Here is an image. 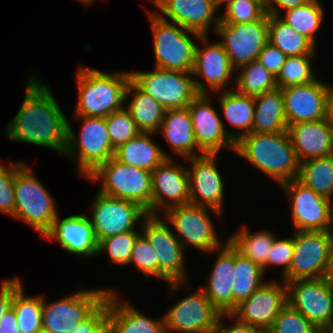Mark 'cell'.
I'll return each mask as SVG.
<instances>
[{"mask_svg": "<svg viewBox=\"0 0 333 333\" xmlns=\"http://www.w3.org/2000/svg\"><path fill=\"white\" fill-rule=\"evenodd\" d=\"M331 214H332V218H333V198L331 199Z\"/></svg>", "mask_w": 333, "mask_h": 333, "instance_id": "obj_60", "label": "cell"}, {"mask_svg": "<svg viewBox=\"0 0 333 333\" xmlns=\"http://www.w3.org/2000/svg\"><path fill=\"white\" fill-rule=\"evenodd\" d=\"M323 16L324 12L319 0H309L303 5L286 11L284 16L280 15L279 17L317 47L316 33L321 27Z\"/></svg>", "mask_w": 333, "mask_h": 333, "instance_id": "obj_38", "label": "cell"}, {"mask_svg": "<svg viewBox=\"0 0 333 333\" xmlns=\"http://www.w3.org/2000/svg\"><path fill=\"white\" fill-rule=\"evenodd\" d=\"M108 333H166L164 318L151 319L108 289Z\"/></svg>", "mask_w": 333, "mask_h": 333, "instance_id": "obj_28", "label": "cell"}, {"mask_svg": "<svg viewBox=\"0 0 333 333\" xmlns=\"http://www.w3.org/2000/svg\"><path fill=\"white\" fill-rule=\"evenodd\" d=\"M86 179L100 182V193L129 200L152 215L151 172L123 164L114 157L100 165Z\"/></svg>", "mask_w": 333, "mask_h": 333, "instance_id": "obj_7", "label": "cell"}, {"mask_svg": "<svg viewBox=\"0 0 333 333\" xmlns=\"http://www.w3.org/2000/svg\"><path fill=\"white\" fill-rule=\"evenodd\" d=\"M219 102L225 119L240 129L234 132V143L252 132L255 113L254 97L239 93L235 88L219 92Z\"/></svg>", "mask_w": 333, "mask_h": 333, "instance_id": "obj_33", "label": "cell"}, {"mask_svg": "<svg viewBox=\"0 0 333 333\" xmlns=\"http://www.w3.org/2000/svg\"><path fill=\"white\" fill-rule=\"evenodd\" d=\"M136 265L146 278L156 277L158 279V257L153 247L141 233L132 248L129 265Z\"/></svg>", "mask_w": 333, "mask_h": 333, "instance_id": "obj_46", "label": "cell"}, {"mask_svg": "<svg viewBox=\"0 0 333 333\" xmlns=\"http://www.w3.org/2000/svg\"><path fill=\"white\" fill-rule=\"evenodd\" d=\"M156 133L141 132L115 149L114 158L119 162L145 171L152 172L166 158H171L164 152L151 136Z\"/></svg>", "mask_w": 333, "mask_h": 333, "instance_id": "obj_30", "label": "cell"}, {"mask_svg": "<svg viewBox=\"0 0 333 333\" xmlns=\"http://www.w3.org/2000/svg\"><path fill=\"white\" fill-rule=\"evenodd\" d=\"M24 162H12L8 166L0 163V212L12 216L14 213V174Z\"/></svg>", "mask_w": 333, "mask_h": 333, "instance_id": "obj_47", "label": "cell"}, {"mask_svg": "<svg viewBox=\"0 0 333 333\" xmlns=\"http://www.w3.org/2000/svg\"><path fill=\"white\" fill-rule=\"evenodd\" d=\"M221 314L200 288L162 316L166 333H211Z\"/></svg>", "mask_w": 333, "mask_h": 333, "instance_id": "obj_17", "label": "cell"}, {"mask_svg": "<svg viewBox=\"0 0 333 333\" xmlns=\"http://www.w3.org/2000/svg\"><path fill=\"white\" fill-rule=\"evenodd\" d=\"M323 333H333V317H332V321L329 324V326L325 329V331Z\"/></svg>", "mask_w": 333, "mask_h": 333, "instance_id": "obj_58", "label": "cell"}, {"mask_svg": "<svg viewBox=\"0 0 333 333\" xmlns=\"http://www.w3.org/2000/svg\"><path fill=\"white\" fill-rule=\"evenodd\" d=\"M56 240L68 253L79 257L97 256L98 240L90 218L86 215L73 214L62 220L56 216L51 229L43 236Z\"/></svg>", "mask_w": 333, "mask_h": 333, "instance_id": "obj_24", "label": "cell"}, {"mask_svg": "<svg viewBox=\"0 0 333 333\" xmlns=\"http://www.w3.org/2000/svg\"><path fill=\"white\" fill-rule=\"evenodd\" d=\"M78 102L74 116L103 117L125 107L130 72L104 73L78 66L76 73Z\"/></svg>", "mask_w": 333, "mask_h": 333, "instance_id": "obj_3", "label": "cell"}, {"mask_svg": "<svg viewBox=\"0 0 333 333\" xmlns=\"http://www.w3.org/2000/svg\"><path fill=\"white\" fill-rule=\"evenodd\" d=\"M234 152L279 185L298 178L300 163L287 131L251 132L235 142Z\"/></svg>", "mask_w": 333, "mask_h": 333, "instance_id": "obj_2", "label": "cell"}, {"mask_svg": "<svg viewBox=\"0 0 333 333\" xmlns=\"http://www.w3.org/2000/svg\"><path fill=\"white\" fill-rule=\"evenodd\" d=\"M226 317L230 318L231 320L235 319V323H233L231 327L229 326L226 327L223 321V319ZM211 333H260V332L256 328L238 321L231 314H221Z\"/></svg>", "mask_w": 333, "mask_h": 333, "instance_id": "obj_52", "label": "cell"}, {"mask_svg": "<svg viewBox=\"0 0 333 333\" xmlns=\"http://www.w3.org/2000/svg\"><path fill=\"white\" fill-rule=\"evenodd\" d=\"M151 180L152 215H160L170 207L190 203L187 167L177 164L173 158H166L158 165L151 172Z\"/></svg>", "mask_w": 333, "mask_h": 333, "instance_id": "obj_22", "label": "cell"}, {"mask_svg": "<svg viewBox=\"0 0 333 333\" xmlns=\"http://www.w3.org/2000/svg\"><path fill=\"white\" fill-rule=\"evenodd\" d=\"M322 278L333 286V242L330 247L329 256Z\"/></svg>", "mask_w": 333, "mask_h": 333, "instance_id": "obj_55", "label": "cell"}, {"mask_svg": "<svg viewBox=\"0 0 333 333\" xmlns=\"http://www.w3.org/2000/svg\"><path fill=\"white\" fill-rule=\"evenodd\" d=\"M36 333H48V332L45 331V330H43V329H41V330L37 331Z\"/></svg>", "mask_w": 333, "mask_h": 333, "instance_id": "obj_61", "label": "cell"}, {"mask_svg": "<svg viewBox=\"0 0 333 333\" xmlns=\"http://www.w3.org/2000/svg\"><path fill=\"white\" fill-rule=\"evenodd\" d=\"M198 40L204 44V47L200 48L198 45L195 47L192 75L201 79H193L197 93L208 94L207 88L215 92L225 91L235 70L228 54L219 41L210 44L208 35L201 36ZM202 79L205 81L202 82Z\"/></svg>", "mask_w": 333, "mask_h": 333, "instance_id": "obj_20", "label": "cell"}, {"mask_svg": "<svg viewBox=\"0 0 333 333\" xmlns=\"http://www.w3.org/2000/svg\"><path fill=\"white\" fill-rule=\"evenodd\" d=\"M79 1H81V3H82V4H85V6H86V5H88V4H89V5L92 4L95 0H79Z\"/></svg>", "mask_w": 333, "mask_h": 333, "instance_id": "obj_59", "label": "cell"}, {"mask_svg": "<svg viewBox=\"0 0 333 333\" xmlns=\"http://www.w3.org/2000/svg\"><path fill=\"white\" fill-rule=\"evenodd\" d=\"M233 1L234 0H213V2H214V4H215V6H216L217 9L222 5L223 2H226L225 6L227 7Z\"/></svg>", "mask_w": 333, "mask_h": 333, "instance_id": "obj_57", "label": "cell"}, {"mask_svg": "<svg viewBox=\"0 0 333 333\" xmlns=\"http://www.w3.org/2000/svg\"><path fill=\"white\" fill-rule=\"evenodd\" d=\"M209 97L208 94H198L187 106L197 146L205 154H218L221 149L234 152V133L225 130L224 122Z\"/></svg>", "mask_w": 333, "mask_h": 333, "instance_id": "obj_19", "label": "cell"}, {"mask_svg": "<svg viewBox=\"0 0 333 333\" xmlns=\"http://www.w3.org/2000/svg\"><path fill=\"white\" fill-rule=\"evenodd\" d=\"M108 288L80 290L49 302L42 295V329L48 333H71L106 298Z\"/></svg>", "mask_w": 333, "mask_h": 333, "instance_id": "obj_11", "label": "cell"}, {"mask_svg": "<svg viewBox=\"0 0 333 333\" xmlns=\"http://www.w3.org/2000/svg\"><path fill=\"white\" fill-rule=\"evenodd\" d=\"M316 55H300L287 57L276 77L279 88L308 84L318 77L312 69L311 59Z\"/></svg>", "mask_w": 333, "mask_h": 333, "instance_id": "obj_41", "label": "cell"}, {"mask_svg": "<svg viewBox=\"0 0 333 333\" xmlns=\"http://www.w3.org/2000/svg\"><path fill=\"white\" fill-rule=\"evenodd\" d=\"M212 210L214 216H222L218 210L202 207L193 204L173 206L168 208L164 215L166 221L171 223L175 231L179 235L175 236L181 242V246H193L202 252H213L220 248L224 243H221L214 226V220H211V214L208 211Z\"/></svg>", "mask_w": 333, "mask_h": 333, "instance_id": "obj_9", "label": "cell"}, {"mask_svg": "<svg viewBox=\"0 0 333 333\" xmlns=\"http://www.w3.org/2000/svg\"><path fill=\"white\" fill-rule=\"evenodd\" d=\"M269 15L245 24L220 23L215 30L235 70L257 60L259 53L268 42Z\"/></svg>", "mask_w": 333, "mask_h": 333, "instance_id": "obj_13", "label": "cell"}, {"mask_svg": "<svg viewBox=\"0 0 333 333\" xmlns=\"http://www.w3.org/2000/svg\"><path fill=\"white\" fill-rule=\"evenodd\" d=\"M132 94V97H131ZM131 98L126 109L141 132H159L165 109L150 95L144 93L132 80L127 86L125 99Z\"/></svg>", "mask_w": 333, "mask_h": 333, "instance_id": "obj_32", "label": "cell"}, {"mask_svg": "<svg viewBox=\"0 0 333 333\" xmlns=\"http://www.w3.org/2000/svg\"><path fill=\"white\" fill-rule=\"evenodd\" d=\"M160 215L148 214L141 222V233L148 240L158 257V278L174 291L185 286V250L175 236L174 229ZM173 290V291H172Z\"/></svg>", "mask_w": 333, "mask_h": 333, "instance_id": "obj_8", "label": "cell"}, {"mask_svg": "<svg viewBox=\"0 0 333 333\" xmlns=\"http://www.w3.org/2000/svg\"><path fill=\"white\" fill-rule=\"evenodd\" d=\"M333 231H294V251L289 271L282 277L284 282L322 278Z\"/></svg>", "mask_w": 333, "mask_h": 333, "instance_id": "obj_12", "label": "cell"}, {"mask_svg": "<svg viewBox=\"0 0 333 333\" xmlns=\"http://www.w3.org/2000/svg\"><path fill=\"white\" fill-rule=\"evenodd\" d=\"M278 186L289 197L294 231H333L331 200L316 194L297 178Z\"/></svg>", "mask_w": 333, "mask_h": 333, "instance_id": "obj_14", "label": "cell"}, {"mask_svg": "<svg viewBox=\"0 0 333 333\" xmlns=\"http://www.w3.org/2000/svg\"><path fill=\"white\" fill-rule=\"evenodd\" d=\"M287 132L299 163L333 155V127L325 119L289 125Z\"/></svg>", "mask_w": 333, "mask_h": 333, "instance_id": "obj_26", "label": "cell"}, {"mask_svg": "<svg viewBox=\"0 0 333 333\" xmlns=\"http://www.w3.org/2000/svg\"><path fill=\"white\" fill-rule=\"evenodd\" d=\"M308 1L309 0H264V5L268 15L279 17L281 8L286 12L303 5Z\"/></svg>", "mask_w": 333, "mask_h": 333, "instance_id": "obj_53", "label": "cell"}, {"mask_svg": "<svg viewBox=\"0 0 333 333\" xmlns=\"http://www.w3.org/2000/svg\"><path fill=\"white\" fill-rule=\"evenodd\" d=\"M105 122L111 144L115 149L141 133L137 128L136 122L125 107L107 115Z\"/></svg>", "mask_w": 333, "mask_h": 333, "instance_id": "obj_43", "label": "cell"}, {"mask_svg": "<svg viewBox=\"0 0 333 333\" xmlns=\"http://www.w3.org/2000/svg\"><path fill=\"white\" fill-rule=\"evenodd\" d=\"M14 213L12 217L30 225L42 237L58 215L55 200L26 163L14 174Z\"/></svg>", "mask_w": 333, "mask_h": 333, "instance_id": "obj_5", "label": "cell"}, {"mask_svg": "<svg viewBox=\"0 0 333 333\" xmlns=\"http://www.w3.org/2000/svg\"><path fill=\"white\" fill-rule=\"evenodd\" d=\"M25 91L20 109L5 129L6 137L65 154L67 118L51 90L30 76Z\"/></svg>", "mask_w": 333, "mask_h": 333, "instance_id": "obj_1", "label": "cell"}, {"mask_svg": "<svg viewBox=\"0 0 333 333\" xmlns=\"http://www.w3.org/2000/svg\"><path fill=\"white\" fill-rule=\"evenodd\" d=\"M286 305V283L283 280L281 283L270 280L265 281L230 314L238 321L256 328L260 333H266Z\"/></svg>", "mask_w": 333, "mask_h": 333, "instance_id": "obj_18", "label": "cell"}, {"mask_svg": "<svg viewBox=\"0 0 333 333\" xmlns=\"http://www.w3.org/2000/svg\"><path fill=\"white\" fill-rule=\"evenodd\" d=\"M21 285L13 294L12 308L20 333H36L42 329V296H26Z\"/></svg>", "mask_w": 333, "mask_h": 333, "instance_id": "obj_40", "label": "cell"}, {"mask_svg": "<svg viewBox=\"0 0 333 333\" xmlns=\"http://www.w3.org/2000/svg\"><path fill=\"white\" fill-rule=\"evenodd\" d=\"M240 71L235 78L236 90L244 95L258 96L265 91L272 90L277 87L276 77L264 68L257 60L247 65L241 66Z\"/></svg>", "mask_w": 333, "mask_h": 333, "instance_id": "obj_39", "label": "cell"}, {"mask_svg": "<svg viewBox=\"0 0 333 333\" xmlns=\"http://www.w3.org/2000/svg\"><path fill=\"white\" fill-rule=\"evenodd\" d=\"M147 215V211L135 202L110 197L98 191L90 220L99 242L120 233L138 231L136 225Z\"/></svg>", "mask_w": 333, "mask_h": 333, "instance_id": "obj_16", "label": "cell"}, {"mask_svg": "<svg viewBox=\"0 0 333 333\" xmlns=\"http://www.w3.org/2000/svg\"><path fill=\"white\" fill-rule=\"evenodd\" d=\"M233 310L248 299L265 281L263 269L235 249Z\"/></svg>", "mask_w": 333, "mask_h": 333, "instance_id": "obj_37", "label": "cell"}, {"mask_svg": "<svg viewBox=\"0 0 333 333\" xmlns=\"http://www.w3.org/2000/svg\"><path fill=\"white\" fill-rule=\"evenodd\" d=\"M162 13L170 19L169 22L181 25L188 31H193L201 36L209 35L208 29L215 22V30L220 23L219 9L213 0H149ZM218 16V17H217ZM214 19V20H213Z\"/></svg>", "mask_w": 333, "mask_h": 333, "instance_id": "obj_25", "label": "cell"}, {"mask_svg": "<svg viewBox=\"0 0 333 333\" xmlns=\"http://www.w3.org/2000/svg\"><path fill=\"white\" fill-rule=\"evenodd\" d=\"M297 179L316 194L331 200L333 197V155L301 162Z\"/></svg>", "mask_w": 333, "mask_h": 333, "instance_id": "obj_36", "label": "cell"}, {"mask_svg": "<svg viewBox=\"0 0 333 333\" xmlns=\"http://www.w3.org/2000/svg\"><path fill=\"white\" fill-rule=\"evenodd\" d=\"M23 285L18 278L3 280L0 286V319L12 307L14 292Z\"/></svg>", "mask_w": 333, "mask_h": 333, "instance_id": "obj_51", "label": "cell"}, {"mask_svg": "<svg viewBox=\"0 0 333 333\" xmlns=\"http://www.w3.org/2000/svg\"><path fill=\"white\" fill-rule=\"evenodd\" d=\"M189 179L190 204L220 211L224 208V182L217 168V154H203L184 158Z\"/></svg>", "mask_w": 333, "mask_h": 333, "instance_id": "obj_21", "label": "cell"}, {"mask_svg": "<svg viewBox=\"0 0 333 333\" xmlns=\"http://www.w3.org/2000/svg\"><path fill=\"white\" fill-rule=\"evenodd\" d=\"M159 131L178 156L186 159L205 154L195 141L188 107L165 110ZM195 149H198V153Z\"/></svg>", "mask_w": 333, "mask_h": 333, "instance_id": "obj_29", "label": "cell"}, {"mask_svg": "<svg viewBox=\"0 0 333 333\" xmlns=\"http://www.w3.org/2000/svg\"><path fill=\"white\" fill-rule=\"evenodd\" d=\"M287 56L276 46L267 42L258 55L257 61L264 66L274 77H277Z\"/></svg>", "mask_w": 333, "mask_h": 333, "instance_id": "obj_50", "label": "cell"}, {"mask_svg": "<svg viewBox=\"0 0 333 333\" xmlns=\"http://www.w3.org/2000/svg\"><path fill=\"white\" fill-rule=\"evenodd\" d=\"M266 333H321L303 314L288 304L279 312Z\"/></svg>", "mask_w": 333, "mask_h": 333, "instance_id": "obj_45", "label": "cell"}, {"mask_svg": "<svg viewBox=\"0 0 333 333\" xmlns=\"http://www.w3.org/2000/svg\"><path fill=\"white\" fill-rule=\"evenodd\" d=\"M285 283L287 304L323 333L333 317V286L323 278Z\"/></svg>", "mask_w": 333, "mask_h": 333, "instance_id": "obj_15", "label": "cell"}, {"mask_svg": "<svg viewBox=\"0 0 333 333\" xmlns=\"http://www.w3.org/2000/svg\"><path fill=\"white\" fill-rule=\"evenodd\" d=\"M0 333H20L16 313L12 307L0 319Z\"/></svg>", "mask_w": 333, "mask_h": 333, "instance_id": "obj_54", "label": "cell"}, {"mask_svg": "<svg viewBox=\"0 0 333 333\" xmlns=\"http://www.w3.org/2000/svg\"><path fill=\"white\" fill-rule=\"evenodd\" d=\"M330 84L316 79L308 84L282 88L287 125L325 119Z\"/></svg>", "mask_w": 333, "mask_h": 333, "instance_id": "obj_23", "label": "cell"}, {"mask_svg": "<svg viewBox=\"0 0 333 333\" xmlns=\"http://www.w3.org/2000/svg\"><path fill=\"white\" fill-rule=\"evenodd\" d=\"M216 252L219 254L208 278V284L201 289L222 314H230L233 311L232 285L235 271V248L226 239L224 244L216 249Z\"/></svg>", "mask_w": 333, "mask_h": 333, "instance_id": "obj_27", "label": "cell"}, {"mask_svg": "<svg viewBox=\"0 0 333 333\" xmlns=\"http://www.w3.org/2000/svg\"><path fill=\"white\" fill-rule=\"evenodd\" d=\"M71 333H108V298L79 322Z\"/></svg>", "mask_w": 333, "mask_h": 333, "instance_id": "obj_48", "label": "cell"}, {"mask_svg": "<svg viewBox=\"0 0 333 333\" xmlns=\"http://www.w3.org/2000/svg\"><path fill=\"white\" fill-rule=\"evenodd\" d=\"M131 80L165 110L186 108L198 95L192 73L165 70L130 72Z\"/></svg>", "mask_w": 333, "mask_h": 333, "instance_id": "obj_10", "label": "cell"}, {"mask_svg": "<svg viewBox=\"0 0 333 333\" xmlns=\"http://www.w3.org/2000/svg\"><path fill=\"white\" fill-rule=\"evenodd\" d=\"M268 36V42L287 57L316 54V46L278 16L269 15Z\"/></svg>", "mask_w": 333, "mask_h": 333, "instance_id": "obj_35", "label": "cell"}, {"mask_svg": "<svg viewBox=\"0 0 333 333\" xmlns=\"http://www.w3.org/2000/svg\"><path fill=\"white\" fill-rule=\"evenodd\" d=\"M325 120L333 127V86L330 85L326 97Z\"/></svg>", "mask_w": 333, "mask_h": 333, "instance_id": "obj_56", "label": "cell"}, {"mask_svg": "<svg viewBox=\"0 0 333 333\" xmlns=\"http://www.w3.org/2000/svg\"><path fill=\"white\" fill-rule=\"evenodd\" d=\"M141 234L138 231L120 233L100 240L98 242V254L107 252L111 264L128 266L132 254V248L137 237Z\"/></svg>", "mask_w": 333, "mask_h": 333, "instance_id": "obj_42", "label": "cell"}, {"mask_svg": "<svg viewBox=\"0 0 333 333\" xmlns=\"http://www.w3.org/2000/svg\"><path fill=\"white\" fill-rule=\"evenodd\" d=\"M248 230V226L243 224L227 240L242 256L259 265L265 274L268 269L267 257L277 236L267 230H260L254 234Z\"/></svg>", "mask_w": 333, "mask_h": 333, "instance_id": "obj_34", "label": "cell"}, {"mask_svg": "<svg viewBox=\"0 0 333 333\" xmlns=\"http://www.w3.org/2000/svg\"><path fill=\"white\" fill-rule=\"evenodd\" d=\"M152 28L155 67L192 73L195 56V42L200 34L188 31L181 25L169 22L163 15L148 12Z\"/></svg>", "mask_w": 333, "mask_h": 333, "instance_id": "obj_6", "label": "cell"}, {"mask_svg": "<svg viewBox=\"0 0 333 333\" xmlns=\"http://www.w3.org/2000/svg\"><path fill=\"white\" fill-rule=\"evenodd\" d=\"M255 113L252 132L281 133L287 131L282 90L276 87L254 97Z\"/></svg>", "mask_w": 333, "mask_h": 333, "instance_id": "obj_31", "label": "cell"}, {"mask_svg": "<svg viewBox=\"0 0 333 333\" xmlns=\"http://www.w3.org/2000/svg\"><path fill=\"white\" fill-rule=\"evenodd\" d=\"M294 243L293 236L286 239L274 238L272 248L267 257V267L275 265L282 267V277L289 271L293 257Z\"/></svg>", "mask_w": 333, "mask_h": 333, "instance_id": "obj_49", "label": "cell"}, {"mask_svg": "<svg viewBox=\"0 0 333 333\" xmlns=\"http://www.w3.org/2000/svg\"><path fill=\"white\" fill-rule=\"evenodd\" d=\"M220 15L226 24H245L260 19L265 13L264 0H234Z\"/></svg>", "mask_w": 333, "mask_h": 333, "instance_id": "obj_44", "label": "cell"}, {"mask_svg": "<svg viewBox=\"0 0 333 333\" xmlns=\"http://www.w3.org/2000/svg\"><path fill=\"white\" fill-rule=\"evenodd\" d=\"M81 119L80 134H76L67 119L65 156L75 162L76 174L87 178L100 165L114 157L115 148L111 144L105 118L74 116ZM79 135V136H77Z\"/></svg>", "mask_w": 333, "mask_h": 333, "instance_id": "obj_4", "label": "cell"}]
</instances>
